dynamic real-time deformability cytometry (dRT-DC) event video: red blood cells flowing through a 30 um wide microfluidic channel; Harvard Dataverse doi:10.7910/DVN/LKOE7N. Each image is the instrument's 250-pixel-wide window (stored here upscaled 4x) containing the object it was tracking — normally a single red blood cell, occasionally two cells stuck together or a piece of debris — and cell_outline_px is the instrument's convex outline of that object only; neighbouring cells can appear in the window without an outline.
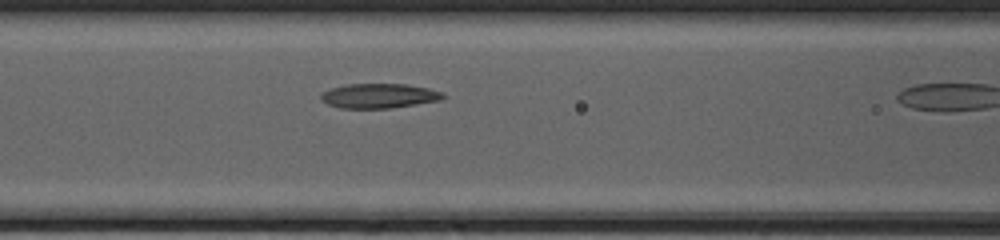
{"species": "common noctule bat (a hibernating species)", "species_latin": "Nyctalus noctula", "temperature_condition": "cold", "stored_images_in_passage": 11, "camera_frame_rate_fps": 3000, "um_per_image_px": 0.085, "animal": {"sex": "female", "body_mass_g": 20.0, "forearm_length_mm": 54.0}, "frame": {"image": 1, "passage_image": 10, "time_ms": 3.0, "image_size_px": [1000, 240], "cell_outline_px": [[448, 96], [444, 100], [388, 108], [340, 108], [328, 104], [320, 100], [320, 96], [324, 92], [332, 88], [344, 84], [404, 84], [428, 88], [440, 92]], "centroid_in_image_um": [32.24, 8.15], "position_along_channel_um": 134.4, "area_um2": 17.51}}